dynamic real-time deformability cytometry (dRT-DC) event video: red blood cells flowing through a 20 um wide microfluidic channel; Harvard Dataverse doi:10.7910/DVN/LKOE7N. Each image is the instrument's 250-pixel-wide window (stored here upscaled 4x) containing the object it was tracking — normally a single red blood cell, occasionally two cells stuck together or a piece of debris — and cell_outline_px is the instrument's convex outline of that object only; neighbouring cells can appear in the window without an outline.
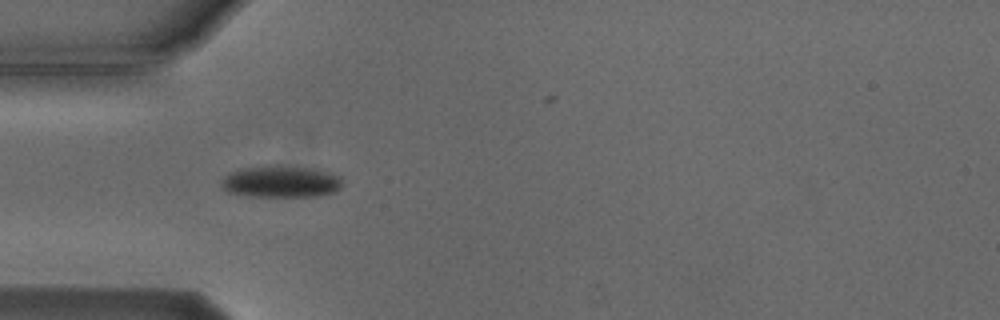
{"species": "Egyptian fruit bat (a non-hibernating species)", "species_latin": "Rousettus aegyptiacus", "temperature_condition": "cold", "stored_images_in_passage": 5, "camera_frame_rate_fps": 3000, "um_per_image_px": 0.085, "animal": {"sex": "male"}, "frame": {"image": 1, "passage_image": 4, "time_ms": 3.667, "image_size_px": [1000, 320], "cell_outline_px": [[340, 188], [336, 192], [316, 196], [248, 196], [224, 192], [220, 184], [224, 176], [228, 172], [240, 168], [276, 164], [280, 164], [308, 168], [328, 172], [340, 176]], "centroid_in_image_um": [23.79, 15.42], "position_along_channel_um": 61.2, "area_um2": 22.77}}